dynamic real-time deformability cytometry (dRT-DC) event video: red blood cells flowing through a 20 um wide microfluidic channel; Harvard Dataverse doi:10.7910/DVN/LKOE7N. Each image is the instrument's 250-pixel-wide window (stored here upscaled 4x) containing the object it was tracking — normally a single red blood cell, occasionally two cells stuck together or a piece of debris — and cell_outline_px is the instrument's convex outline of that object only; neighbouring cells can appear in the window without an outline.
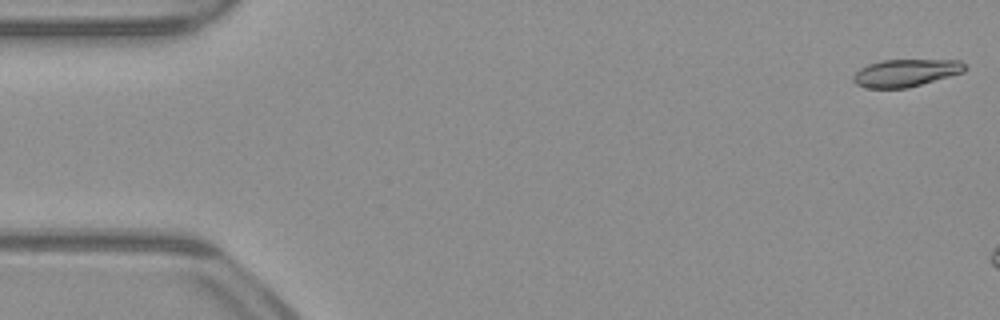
{"species": "common noctule bat (a hibernating species)", "species_latin": "Nyctalus noctula", "temperature_condition": "warm", "stored_images_in_passage": 7, "camera_frame_rate_fps": 3000, "um_per_image_px": 0.085, "animal": {"sex": "male", "body_mass_g": 23.1, "forearm_length_mm": 52.7}, "frame": {"image": 1, "passage_image": 1, "time_ms": 0.0, "image_size_px": [1000, 320], "cell_outline_px": [[964, 72], [908, 88], [868, 88], [856, 84], [852, 80], [852, 76], [860, 68], [868, 64], [880, 60], [960, 60], [964, 64]], "centroid_in_image_um": [76.95, 6.19], "position_along_channel_um": 8.1, "area_um2": 17.8}}